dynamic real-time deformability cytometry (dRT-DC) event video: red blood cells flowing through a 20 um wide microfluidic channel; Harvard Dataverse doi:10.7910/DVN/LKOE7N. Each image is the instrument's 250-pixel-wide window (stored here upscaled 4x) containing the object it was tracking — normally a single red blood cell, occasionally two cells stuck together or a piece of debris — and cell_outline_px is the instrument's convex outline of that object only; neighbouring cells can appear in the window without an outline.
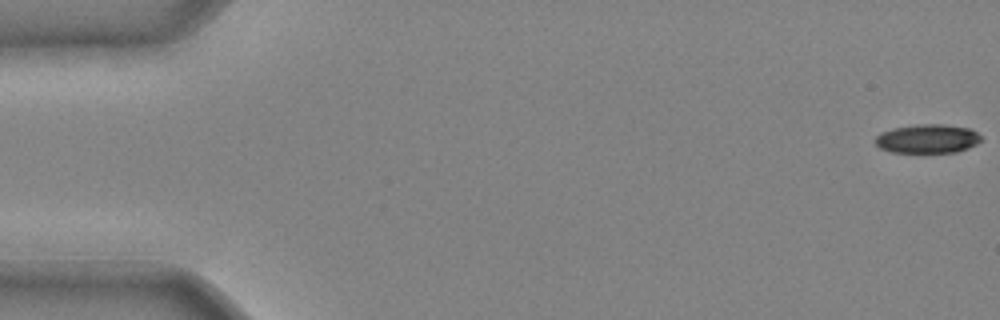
{"species": "common noctule bat (a hibernating species)", "species_latin": "Nyctalus noctula", "temperature_condition": "cold", "stored_images_in_passage": 42, "camera_frame_rate_fps": 3000, "um_per_image_px": 0.085, "animal": {"sex": "male", "body_mass_g": 20.4}, "frame": {"image": 1, "passage_image": 1, "time_ms": 0.0, "image_size_px": [1000, 320], "cell_outline_px": [[980, 140], [976, 144], [968, 148], [956, 152], [892, 152], [880, 148], [872, 140], [880, 132], [892, 128], [916, 124], [944, 124], [968, 128], [976, 132], [980, 136]], "centroid_in_image_um": [78.78, 11.78], "position_along_channel_um": 6.2, "area_um2": 17.86}}
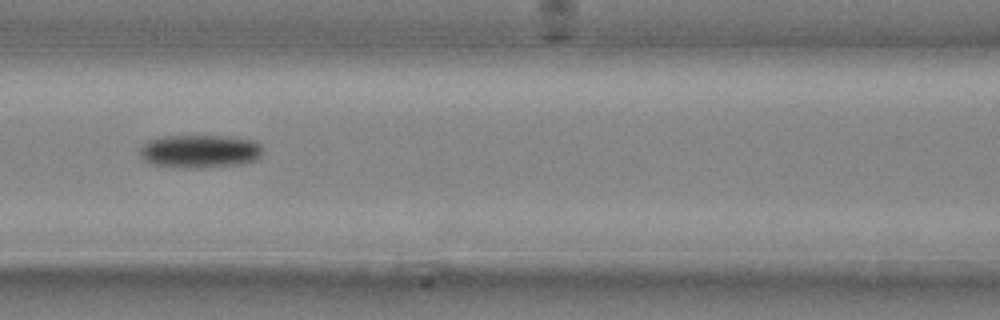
{"frame": {"image": 2, "passage_image": 20, "time_ms": 6.333, "image_size_px": [1000, 320], "cell_outline_px": [[260, 156], [256, 160], [244, 164], [200, 168], [188, 168], [152, 164], [144, 160], [140, 156], [140, 148], [148, 140], [168, 136], [232, 136], [256, 140], [260, 144]], "centroid_in_image_um": [17.02, 12.86], "position_along_channel_um": 149.6, "area_um2": 23.87}}
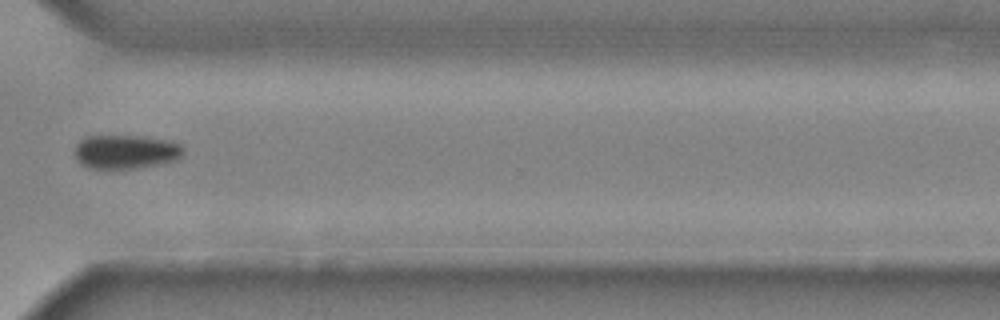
{"frame": {"image": 3, "passage_image": 34, "time_ms": 11.0, "image_size_px": [1000, 320], "cell_outline_px": [[184, 152], [180, 160], [160, 164], [136, 168], [88, 168], [80, 164], [72, 152], [76, 144], [80, 140], [88, 136], [140, 136], [172, 140], [180, 144], [184, 148]], "centroid_in_image_um": [10.71, 12.9], "position_along_channel_um": 359.9, "area_um2": 21.91}}